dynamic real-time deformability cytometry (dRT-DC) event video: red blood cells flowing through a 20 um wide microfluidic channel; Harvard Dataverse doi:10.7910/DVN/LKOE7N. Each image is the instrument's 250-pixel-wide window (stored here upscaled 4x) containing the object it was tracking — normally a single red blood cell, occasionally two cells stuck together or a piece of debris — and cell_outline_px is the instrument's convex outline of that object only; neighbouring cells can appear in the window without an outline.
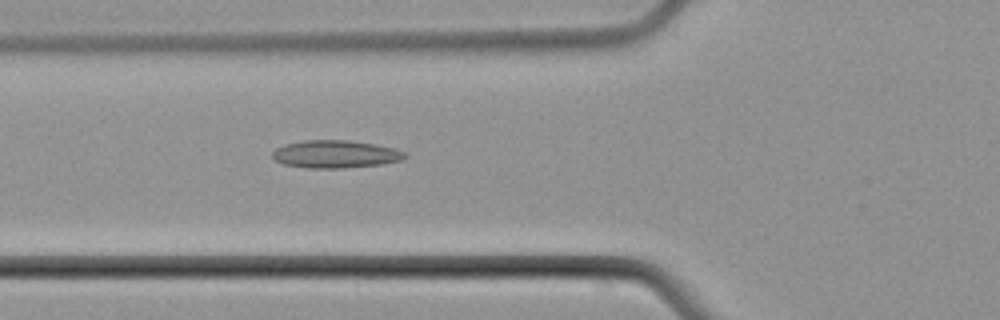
{"species": "common noctule bat (a hibernating species)", "species_latin": "Nyctalus noctula", "temperature_condition": "cold", "stored_images_in_passage": 6, "camera_frame_rate_fps": 3000, "um_per_image_px": 0.085, "animal": {"sex": "male", "body_mass_g": 21.5, "forearm_length_mm": 52.0}, "frame": {"image": 1, "passage_image": 6, "time_ms": 6.667, "image_size_px": [1000, 320], "cell_outline_px": [[408, 156], [400, 160], [384, 164], [344, 168], [308, 168], [284, 164], [276, 160], [272, 156], [272, 152], [276, 148], [284, 144], [304, 140], [348, 140], [376, 144], [392, 148], [404, 152]], "centroid_in_image_um": [28.5, 13.1], "position_along_channel_um": 97.3, "area_um2": 21.39}}